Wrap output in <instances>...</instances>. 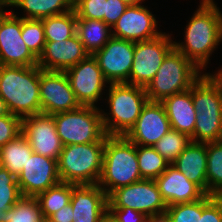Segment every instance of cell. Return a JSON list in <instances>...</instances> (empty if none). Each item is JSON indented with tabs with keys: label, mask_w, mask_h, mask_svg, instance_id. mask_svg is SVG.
<instances>
[{
	"label": "cell",
	"mask_w": 222,
	"mask_h": 222,
	"mask_svg": "<svg viewBox=\"0 0 222 222\" xmlns=\"http://www.w3.org/2000/svg\"><path fill=\"white\" fill-rule=\"evenodd\" d=\"M127 7L128 5L122 0H106L104 19L102 21L110 28L113 27Z\"/></svg>",
	"instance_id": "39"
},
{
	"label": "cell",
	"mask_w": 222,
	"mask_h": 222,
	"mask_svg": "<svg viewBox=\"0 0 222 222\" xmlns=\"http://www.w3.org/2000/svg\"><path fill=\"white\" fill-rule=\"evenodd\" d=\"M32 153L29 142L21 133L0 148V166L17 177Z\"/></svg>",
	"instance_id": "26"
},
{
	"label": "cell",
	"mask_w": 222,
	"mask_h": 222,
	"mask_svg": "<svg viewBox=\"0 0 222 222\" xmlns=\"http://www.w3.org/2000/svg\"><path fill=\"white\" fill-rule=\"evenodd\" d=\"M108 207H129L147 217L165 214L167 204L152 179H142L118 188L108 196Z\"/></svg>",
	"instance_id": "10"
},
{
	"label": "cell",
	"mask_w": 222,
	"mask_h": 222,
	"mask_svg": "<svg viewBox=\"0 0 222 222\" xmlns=\"http://www.w3.org/2000/svg\"><path fill=\"white\" fill-rule=\"evenodd\" d=\"M137 161L142 179L155 180L169 165L153 146L137 145Z\"/></svg>",
	"instance_id": "31"
},
{
	"label": "cell",
	"mask_w": 222,
	"mask_h": 222,
	"mask_svg": "<svg viewBox=\"0 0 222 222\" xmlns=\"http://www.w3.org/2000/svg\"><path fill=\"white\" fill-rule=\"evenodd\" d=\"M72 195V184L60 182L39 193L36 198L41 207L42 213L47 220L52 214L70 203Z\"/></svg>",
	"instance_id": "29"
},
{
	"label": "cell",
	"mask_w": 222,
	"mask_h": 222,
	"mask_svg": "<svg viewBox=\"0 0 222 222\" xmlns=\"http://www.w3.org/2000/svg\"><path fill=\"white\" fill-rule=\"evenodd\" d=\"M207 194L222 196V140L207 143Z\"/></svg>",
	"instance_id": "28"
},
{
	"label": "cell",
	"mask_w": 222,
	"mask_h": 222,
	"mask_svg": "<svg viewBox=\"0 0 222 222\" xmlns=\"http://www.w3.org/2000/svg\"><path fill=\"white\" fill-rule=\"evenodd\" d=\"M22 131V118L9 113L0 117V148L16 138Z\"/></svg>",
	"instance_id": "37"
},
{
	"label": "cell",
	"mask_w": 222,
	"mask_h": 222,
	"mask_svg": "<svg viewBox=\"0 0 222 222\" xmlns=\"http://www.w3.org/2000/svg\"><path fill=\"white\" fill-rule=\"evenodd\" d=\"M0 21H1V5H0Z\"/></svg>",
	"instance_id": "50"
},
{
	"label": "cell",
	"mask_w": 222,
	"mask_h": 222,
	"mask_svg": "<svg viewBox=\"0 0 222 222\" xmlns=\"http://www.w3.org/2000/svg\"><path fill=\"white\" fill-rule=\"evenodd\" d=\"M76 99L81 106L97 107L105 85L109 82L104 78L97 59L88 55L84 60L65 71Z\"/></svg>",
	"instance_id": "13"
},
{
	"label": "cell",
	"mask_w": 222,
	"mask_h": 222,
	"mask_svg": "<svg viewBox=\"0 0 222 222\" xmlns=\"http://www.w3.org/2000/svg\"><path fill=\"white\" fill-rule=\"evenodd\" d=\"M201 74L200 69L174 47L145 88L147 97L149 101L162 102L171 95L190 89Z\"/></svg>",
	"instance_id": "7"
},
{
	"label": "cell",
	"mask_w": 222,
	"mask_h": 222,
	"mask_svg": "<svg viewBox=\"0 0 222 222\" xmlns=\"http://www.w3.org/2000/svg\"><path fill=\"white\" fill-rule=\"evenodd\" d=\"M10 112L7 108V105L4 101V99L0 96V117L8 115Z\"/></svg>",
	"instance_id": "44"
},
{
	"label": "cell",
	"mask_w": 222,
	"mask_h": 222,
	"mask_svg": "<svg viewBox=\"0 0 222 222\" xmlns=\"http://www.w3.org/2000/svg\"><path fill=\"white\" fill-rule=\"evenodd\" d=\"M211 75L215 78V80H222V68L218 70L217 73Z\"/></svg>",
	"instance_id": "46"
},
{
	"label": "cell",
	"mask_w": 222,
	"mask_h": 222,
	"mask_svg": "<svg viewBox=\"0 0 222 222\" xmlns=\"http://www.w3.org/2000/svg\"><path fill=\"white\" fill-rule=\"evenodd\" d=\"M39 94L41 113L54 115L81 106L65 72L45 71L39 67Z\"/></svg>",
	"instance_id": "12"
},
{
	"label": "cell",
	"mask_w": 222,
	"mask_h": 222,
	"mask_svg": "<svg viewBox=\"0 0 222 222\" xmlns=\"http://www.w3.org/2000/svg\"><path fill=\"white\" fill-rule=\"evenodd\" d=\"M111 29L102 20L77 18L76 33L90 55L102 49L109 41L112 37Z\"/></svg>",
	"instance_id": "24"
},
{
	"label": "cell",
	"mask_w": 222,
	"mask_h": 222,
	"mask_svg": "<svg viewBox=\"0 0 222 222\" xmlns=\"http://www.w3.org/2000/svg\"><path fill=\"white\" fill-rule=\"evenodd\" d=\"M106 0H74L77 18L103 20Z\"/></svg>",
	"instance_id": "36"
},
{
	"label": "cell",
	"mask_w": 222,
	"mask_h": 222,
	"mask_svg": "<svg viewBox=\"0 0 222 222\" xmlns=\"http://www.w3.org/2000/svg\"><path fill=\"white\" fill-rule=\"evenodd\" d=\"M46 41H61L76 34L77 15L75 10L41 19Z\"/></svg>",
	"instance_id": "27"
},
{
	"label": "cell",
	"mask_w": 222,
	"mask_h": 222,
	"mask_svg": "<svg viewBox=\"0 0 222 222\" xmlns=\"http://www.w3.org/2000/svg\"><path fill=\"white\" fill-rule=\"evenodd\" d=\"M155 182L167 206L194 202L205 195L195 183L172 164L167 166L166 170L155 179Z\"/></svg>",
	"instance_id": "21"
},
{
	"label": "cell",
	"mask_w": 222,
	"mask_h": 222,
	"mask_svg": "<svg viewBox=\"0 0 222 222\" xmlns=\"http://www.w3.org/2000/svg\"><path fill=\"white\" fill-rule=\"evenodd\" d=\"M3 222H46V219L36 197L22 196L3 212Z\"/></svg>",
	"instance_id": "30"
},
{
	"label": "cell",
	"mask_w": 222,
	"mask_h": 222,
	"mask_svg": "<svg viewBox=\"0 0 222 222\" xmlns=\"http://www.w3.org/2000/svg\"><path fill=\"white\" fill-rule=\"evenodd\" d=\"M170 129L171 124L163 104L148 101L135 124L124 136L135 145L153 146Z\"/></svg>",
	"instance_id": "17"
},
{
	"label": "cell",
	"mask_w": 222,
	"mask_h": 222,
	"mask_svg": "<svg viewBox=\"0 0 222 222\" xmlns=\"http://www.w3.org/2000/svg\"><path fill=\"white\" fill-rule=\"evenodd\" d=\"M124 3H126L128 6L130 5H139L142 4V1L144 0H122Z\"/></svg>",
	"instance_id": "45"
},
{
	"label": "cell",
	"mask_w": 222,
	"mask_h": 222,
	"mask_svg": "<svg viewBox=\"0 0 222 222\" xmlns=\"http://www.w3.org/2000/svg\"><path fill=\"white\" fill-rule=\"evenodd\" d=\"M196 111L191 141L222 140V88L210 73H204L190 88Z\"/></svg>",
	"instance_id": "3"
},
{
	"label": "cell",
	"mask_w": 222,
	"mask_h": 222,
	"mask_svg": "<svg viewBox=\"0 0 222 222\" xmlns=\"http://www.w3.org/2000/svg\"><path fill=\"white\" fill-rule=\"evenodd\" d=\"M102 110L93 106H80L71 111L53 115L57 134L64 146L105 142Z\"/></svg>",
	"instance_id": "8"
},
{
	"label": "cell",
	"mask_w": 222,
	"mask_h": 222,
	"mask_svg": "<svg viewBox=\"0 0 222 222\" xmlns=\"http://www.w3.org/2000/svg\"><path fill=\"white\" fill-rule=\"evenodd\" d=\"M165 108L171 129L191 137L194 133L196 111L190 89L176 93L161 102Z\"/></svg>",
	"instance_id": "23"
},
{
	"label": "cell",
	"mask_w": 222,
	"mask_h": 222,
	"mask_svg": "<svg viewBox=\"0 0 222 222\" xmlns=\"http://www.w3.org/2000/svg\"><path fill=\"white\" fill-rule=\"evenodd\" d=\"M108 87L110 88L107 101L110 113L101 112L105 133L106 135H125L149 101L146 90L127 83H110Z\"/></svg>",
	"instance_id": "5"
},
{
	"label": "cell",
	"mask_w": 222,
	"mask_h": 222,
	"mask_svg": "<svg viewBox=\"0 0 222 222\" xmlns=\"http://www.w3.org/2000/svg\"><path fill=\"white\" fill-rule=\"evenodd\" d=\"M7 6L23 9V19L41 20L73 10L74 0H10Z\"/></svg>",
	"instance_id": "25"
},
{
	"label": "cell",
	"mask_w": 222,
	"mask_h": 222,
	"mask_svg": "<svg viewBox=\"0 0 222 222\" xmlns=\"http://www.w3.org/2000/svg\"><path fill=\"white\" fill-rule=\"evenodd\" d=\"M142 180L137 145L124 135H107L98 185L109 196L114 190Z\"/></svg>",
	"instance_id": "4"
},
{
	"label": "cell",
	"mask_w": 222,
	"mask_h": 222,
	"mask_svg": "<svg viewBox=\"0 0 222 222\" xmlns=\"http://www.w3.org/2000/svg\"><path fill=\"white\" fill-rule=\"evenodd\" d=\"M1 5L0 21V65L36 66L38 59L27 48L22 39V18L12 10L6 12Z\"/></svg>",
	"instance_id": "11"
},
{
	"label": "cell",
	"mask_w": 222,
	"mask_h": 222,
	"mask_svg": "<svg viewBox=\"0 0 222 222\" xmlns=\"http://www.w3.org/2000/svg\"><path fill=\"white\" fill-rule=\"evenodd\" d=\"M72 222H99L108 210V196L98 184H72Z\"/></svg>",
	"instance_id": "20"
},
{
	"label": "cell",
	"mask_w": 222,
	"mask_h": 222,
	"mask_svg": "<svg viewBox=\"0 0 222 222\" xmlns=\"http://www.w3.org/2000/svg\"><path fill=\"white\" fill-rule=\"evenodd\" d=\"M88 55L76 33L66 40L46 41L43 52L38 58V66L45 71L65 72Z\"/></svg>",
	"instance_id": "19"
},
{
	"label": "cell",
	"mask_w": 222,
	"mask_h": 222,
	"mask_svg": "<svg viewBox=\"0 0 222 222\" xmlns=\"http://www.w3.org/2000/svg\"><path fill=\"white\" fill-rule=\"evenodd\" d=\"M222 88V80H216Z\"/></svg>",
	"instance_id": "49"
},
{
	"label": "cell",
	"mask_w": 222,
	"mask_h": 222,
	"mask_svg": "<svg viewBox=\"0 0 222 222\" xmlns=\"http://www.w3.org/2000/svg\"><path fill=\"white\" fill-rule=\"evenodd\" d=\"M10 0H0V5L7 6Z\"/></svg>",
	"instance_id": "47"
},
{
	"label": "cell",
	"mask_w": 222,
	"mask_h": 222,
	"mask_svg": "<svg viewBox=\"0 0 222 222\" xmlns=\"http://www.w3.org/2000/svg\"><path fill=\"white\" fill-rule=\"evenodd\" d=\"M172 165L207 194V143L191 141Z\"/></svg>",
	"instance_id": "22"
},
{
	"label": "cell",
	"mask_w": 222,
	"mask_h": 222,
	"mask_svg": "<svg viewBox=\"0 0 222 222\" xmlns=\"http://www.w3.org/2000/svg\"><path fill=\"white\" fill-rule=\"evenodd\" d=\"M21 36L27 48L38 59L46 43L42 20L22 18Z\"/></svg>",
	"instance_id": "33"
},
{
	"label": "cell",
	"mask_w": 222,
	"mask_h": 222,
	"mask_svg": "<svg viewBox=\"0 0 222 222\" xmlns=\"http://www.w3.org/2000/svg\"><path fill=\"white\" fill-rule=\"evenodd\" d=\"M165 32L156 38L134 42V57L129 84L146 88L153 80L166 55L174 48V41Z\"/></svg>",
	"instance_id": "9"
},
{
	"label": "cell",
	"mask_w": 222,
	"mask_h": 222,
	"mask_svg": "<svg viewBox=\"0 0 222 222\" xmlns=\"http://www.w3.org/2000/svg\"><path fill=\"white\" fill-rule=\"evenodd\" d=\"M99 222H119L115 216L107 210L102 217L100 218Z\"/></svg>",
	"instance_id": "43"
},
{
	"label": "cell",
	"mask_w": 222,
	"mask_h": 222,
	"mask_svg": "<svg viewBox=\"0 0 222 222\" xmlns=\"http://www.w3.org/2000/svg\"><path fill=\"white\" fill-rule=\"evenodd\" d=\"M34 153L58 161L63 144L57 134L53 115L39 113L22 118V131Z\"/></svg>",
	"instance_id": "15"
},
{
	"label": "cell",
	"mask_w": 222,
	"mask_h": 222,
	"mask_svg": "<svg viewBox=\"0 0 222 222\" xmlns=\"http://www.w3.org/2000/svg\"><path fill=\"white\" fill-rule=\"evenodd\" d=\"M190 142L191 139L187 134L170 129L153 147L169 164H172Z\"/></svg>",
	"instance_id": "32"
},
{
	"label": "cell",
	"mask_w": 222,
	"mask_h": 222,
	"mask_svg": "<svg viewBox=\"0 0 222 222\" xmlns=\"http://www.w3.org/2000/svg\"><path fill=\"white\" fill-rule=\"evenodd\" d=\"M93 56L109 83H127L134 57V42L111 37Z\"/></svg>",
	"instance_id": "14"
},
{
	"label": "cell",
	"mask_w": 222,
	"mask_h": 222,
	"mask_svg": "<svg viewBox=\"0 0 222 222\" xmlns=\"http://www.w3.org/2000/svg\"><path fill=\"white\" fill-rule=\"evenodd\" d=\"M21 197L17 177L0 166V211H7L13 207Z\"/></svg>",
	"instance_id": "34"
},
{
	"label": "cell",
	"mask_w": 222,
	"mask_h": 222,
	"mask_svg": "<svg viewBox=\"0 0 222 222\" xmlns=\"http://www.w3.org/2000/svg\"><path fill=\"white\" fill-rule=\"evenodd\" d=\"M119 222H146L147 216L129 207H108Z\"/></svg>",
	"instance_id": "40"
},
{
	"label": "cell",
	"mask_w": 222,
	"mask_h": 222,
	"mask_svg": "<svg viewBox=\"0 0 222 222\" xmlns=\"http://www.w3.org/2000/svg\"><path fill=\"white\" fill-rule=\"evenodd\" d=\"M199 222H222V196L205 194L202 197V215Z\"/></svg>",
	"instance_id": "38"
},
{
	"label": "cell",
	"mask_w": 222,
	"mask_h": 222,
	"mask_svg": "<svg viewBox=\"0 0 222 222\" xmlns=\"http://www.w3.org/2000/svg\"><path fill=\"white\" fill-rule=\"evenodd\" d=\"M57 160L32 153L17 176V183L22 196L36 197L59 184Z\"/></svg>",
	"instance_id": "16"
},
{
	"label": "cell",
	"mask_w": 222,
	"mask_h": 222,
	"mask_svg": "<svg viewBox=\"0 0 222 222\" xmlns=\"http://www.w3.org/2000/svg\"><path fill=\"white\" fill-rule=\"evenodd\" d=\"M74 217L71 203L52 214L46 222H72Z\"/></svg>",
	"instance_id": "41"
},
{
	"label": "cell",
	"mask_w": 222,
	"mask_h": 222,
	"mask_svg": "<svg viewBox=\"0 0 222 222\" xmlns=\"http://www.w3.org/2000/svg\"><path fill=\"white\" fill-rule=\"evenodd\" d=\"M105 142L72 144L63 146L57 161L61 182L97 184L103 164Z\"/></svg>",
	"instance_id": "6"
},
{
	"label": "cell",
	"mask_w": 222,
	"mask_h": 222,
	"mask_svg": "<svg viewBox=\"0 0 222 222\" xmlns=\"http://www.w3.org/2000/svg\"><path fill=\"white\" fill-rule=\"evenodd\" d=\"M222 41V14L213 0L202 2L186 25L185 43L174 47L200 70L205 69L212 52Z\"/></svg>",
	"instance_id": "1"
},
{
	"label": "cell",
	"mask_w": 222,
	"mask_h": 222,
	"mask_svg": "<svg viewBox=\"0 0 222 222\" xmlns=\"http://www.w3.org/2000/svg\"><path fill=\"white\" fill-rule=\"evenodd\" d=\"M156 18L144 5H130L119 17L111 30L112 36L133 42L146 41L158 37Z\"/></svg>",
	"instance_id": "18"
},
{
	"label": "cell",
	"mask_w": 222,
	"mask_h": 222,
	"mask_svg": "<svg viewBox=\"0 0 222 222\" xmlns=\"http://www.w3.org/2000/svg\"><path fill=\"white\" fill-rule=\"evenodd\" d=\"M165 214L171 222H199L202 215V198L194 202L168 206Z\"/></svg>",
	"instance_id": "35"
},
{
	"label": "cell",
	"mask_w": 222,
	"mask_h": 222,
	"mask_svg": "<svg viewBox=\"0 0 222 222\" xmlns=\"http://www.w3.org/2000/svg\"><path fill=\"white\" fill-rule=\"evenodd\" d=\"M146 222H171L166 214L150 216Z\"/></svg>",
	"instance_id": "42"
},
{
	"label": "cell",
	"mask_w": 222,
	"mask_h": 222,
	"mask_svg": "<svg viewBox=\"0 0 222 222\" xmlns=\"http://www.w3.org/2000/svg\"><path fill=\"white\" fill-rule=\"evenodd\" d=\"M0 96L11 114L24 118L41 113L39 66L0 65Z\"/></svg>",
	"instance_id": "2"
},
{
	"label": "cell",
	"mask_w": 222,
	"mask_h": 222,
	"mask_svg": "<svg viewBox=\"0 0 222 222\" xmlns=\"http://www.w3.org/2000/svg\"><path fill=\"white\" fill-rule=\"evenodd\" d=\"M0 222H3V212L0 211Z\"/></svg>",
	"instance_id": "48"
}]
</instances>
